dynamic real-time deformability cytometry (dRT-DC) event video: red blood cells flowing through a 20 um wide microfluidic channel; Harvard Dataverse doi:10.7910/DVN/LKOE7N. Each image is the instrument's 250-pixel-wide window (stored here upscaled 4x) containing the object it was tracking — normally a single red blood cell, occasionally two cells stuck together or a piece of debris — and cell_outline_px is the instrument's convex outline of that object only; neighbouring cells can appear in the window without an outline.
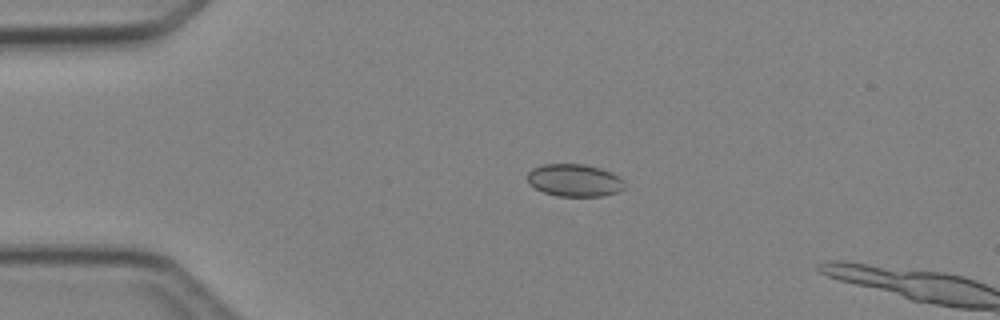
{"species": "Egyptian fruit bat (a non-hibernating species)", "species_latin": "Rousettus aegyptiacus", "temperature_condition": "cold", "stored_images_in_passage": 2, "camera_frame_rate_fps": 3000, "um_per_image_px": 0.085, "animal": {"sex": "female"}, "frame": {"image": 1, "passage_image": 1, "time_ms": 0.0, "image_size_px": [1000, 320], "cell_outline_px": [[624, 188], [620, 192], [604, 196], [556, 196], [544, 192], [528, 184], [528, 172], [532, 168], [544, 164], [584, 164], [600, 168], [612, 172], [620, 176], [624, 180]], "centroid_in_image_um": [48.86, 15.33], "position_along_channel_um": 36.1, "area_um2": 18.61}}